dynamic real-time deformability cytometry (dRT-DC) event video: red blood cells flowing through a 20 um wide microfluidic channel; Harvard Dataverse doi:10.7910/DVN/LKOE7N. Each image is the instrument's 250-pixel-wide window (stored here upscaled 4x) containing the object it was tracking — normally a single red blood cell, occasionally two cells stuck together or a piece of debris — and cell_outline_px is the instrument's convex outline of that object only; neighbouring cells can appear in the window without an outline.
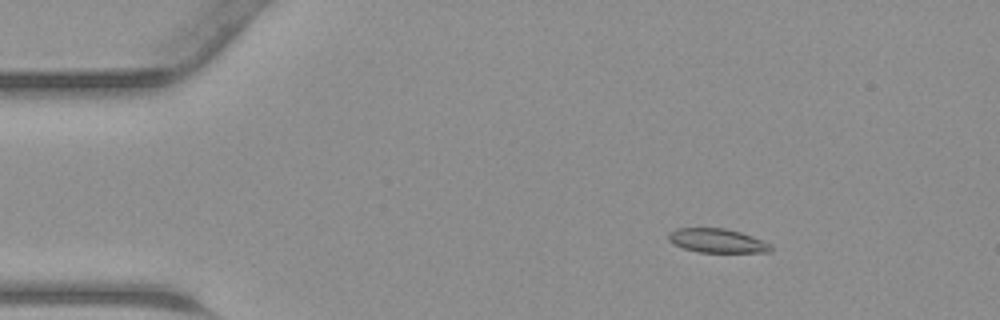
{"species": "common noctule bat (a hibernating species)", "species_latin": "Nyctalus noctula", "temperature_condition": "warm", "stored_images_in_passage": 45, "camera_frame_rate_fps": 3000, "um_per_image_px": 0.085, "animal": {"sex": "male", "body_mass_g": 23.1, "forearm_length_mm": 52.7}, "frame": {"image": 1, "passage_image": 7, "time_ms": 2.0, "image_size_px": [1000, 320], "cell_outline_px": [[772, 252], [700, 252], [684, 248], [668, 240], [668, 232], [676, 228], [724, 228], [740, 232], [752, 236], [772, 244]], "centroid_in_image_um": [60.98, 20.45], "position_along_channel_um": 24.0, "area_um2": 14.28}}
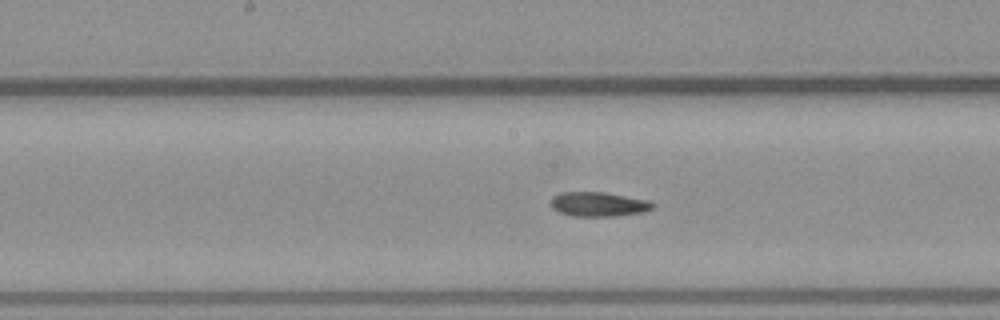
{"frame": {"image": 2, "passage_image": 23, "time_ms": 7.333, "image_size_px": [1000, 320], "cell_outline_px": [[656, 208], [644, 212], [612, 216], [572, 216], [560, 212], [552, 208], [548, 204], [552, 196], [560, 192], [604, 192], [648, 200], [656, 204]], "centroid_in_image_um": [50.86, 17.35], "position_along_channel_um": 197.3, "area_um2": 14.74}}
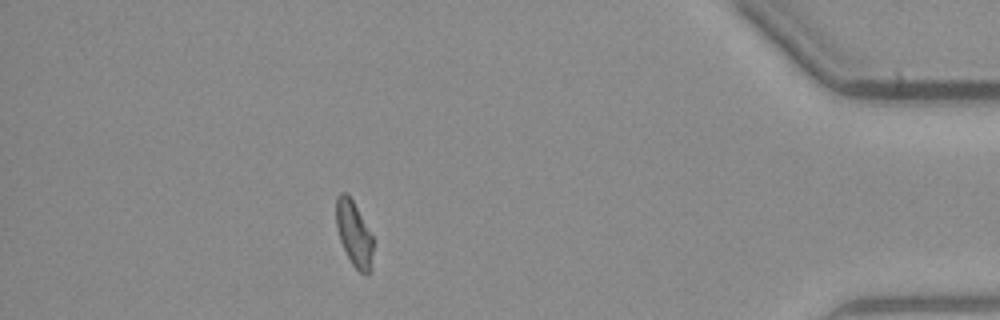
{"frame": {"image": 3, "passage_image": 40, "time_ms": 13.0, "image_size_px": [1000, 320], "cell_outline_px": [[372, 252], [368, 276], [364, 276], [352, 264], [340, 240], [336, 228], [336, 196], [340, 192], [344, 192], [352, 200], [372, 236]], "centroid_in_image_um": [30.06, 19.86], "position_along_channel_um": 405.1, "area_um2": 13.64}}